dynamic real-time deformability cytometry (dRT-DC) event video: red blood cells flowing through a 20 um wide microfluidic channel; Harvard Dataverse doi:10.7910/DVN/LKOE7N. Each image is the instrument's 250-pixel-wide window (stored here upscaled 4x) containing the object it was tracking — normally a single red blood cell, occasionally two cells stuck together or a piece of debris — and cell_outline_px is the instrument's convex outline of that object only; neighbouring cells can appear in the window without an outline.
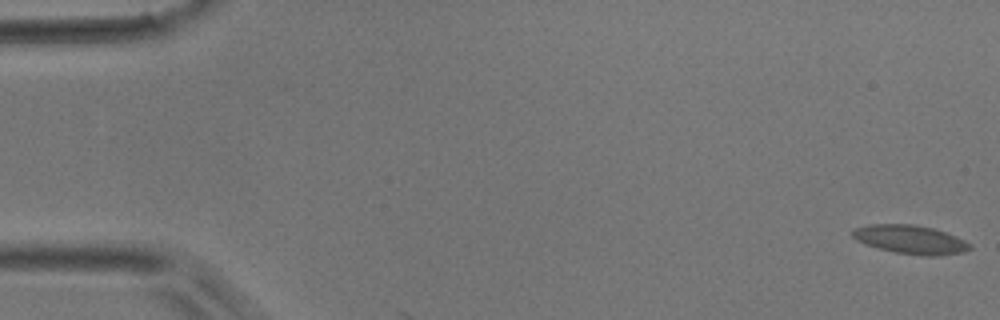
{"species": "common noctule bat (a hibernating species)", "species_latin": "Nyctalus noctula", "temperature_condition": "room temperature", "stored_images_in_passage": 4, "camera_frame_rate_fps": 3000, "um_per_image_px": 0.085, "animal": {"sex": "male", "body_mass_g": 17.9}, "frame": {"image": 1, "passage_image": 1, "time_ms": 0.0, "image_size_px": [1000, 320], "cell_outline_px": [[972, 248], [964, 252], [936, 256], [924, 256], [896, 252], [864, 244], [856, 240], [852, 236], [852, 232], [856, 228], [868, 224], [916, 224], [932, 228], [956, 236], [972, 244]], "centroid_in_image_um": [77.41, 20.36], "position_along_channel_um": 7.6, "area_um2": 19.59}}